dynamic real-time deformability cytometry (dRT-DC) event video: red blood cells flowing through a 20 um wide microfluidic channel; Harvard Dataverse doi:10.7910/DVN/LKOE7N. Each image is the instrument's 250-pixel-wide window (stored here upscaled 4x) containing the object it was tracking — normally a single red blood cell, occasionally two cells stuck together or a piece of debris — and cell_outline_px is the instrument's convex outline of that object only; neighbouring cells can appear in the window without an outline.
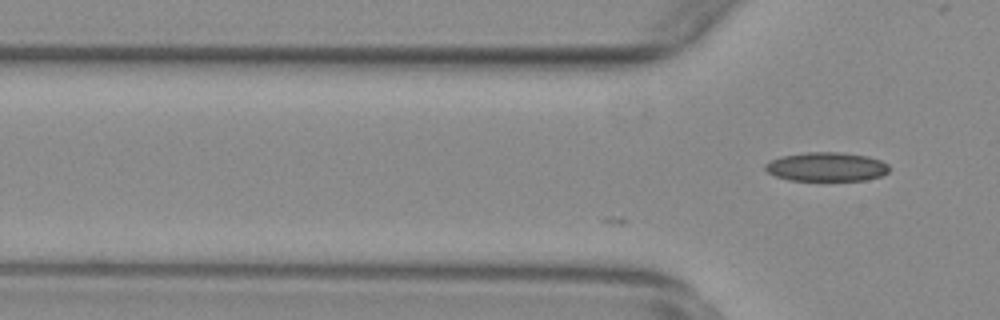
{"species": "common noctule bat (a hibernating species)", "species_latin": "Nyctalus noctula", "temperature_condition": "warm", "stored_images_in_passage": 16, "camera_frame_rate_fps": 3000, "um_per_image_px": 0.085, "animal": {"sex": "female", "body_mass_g": 29.2, "forearm_length_mm": 56.3}, "frame": {"image": 1, "passage_image": 16, "time_ms": 5.0, "image_size_px": [1000, 320], "cell_outline_px": [[888, 172], [880, 176], [864, 180], [788, 180], [776, 176], [768, 172], [764, 168], [764, 164], [780, 156], [808, 152], [840, 152], [868, 156], [880, 160], [888, 164]], "centroid_in_image_um": [70.24, 14.17], "position_along_channel_um": 55.6, "area_um2": 20.87}}